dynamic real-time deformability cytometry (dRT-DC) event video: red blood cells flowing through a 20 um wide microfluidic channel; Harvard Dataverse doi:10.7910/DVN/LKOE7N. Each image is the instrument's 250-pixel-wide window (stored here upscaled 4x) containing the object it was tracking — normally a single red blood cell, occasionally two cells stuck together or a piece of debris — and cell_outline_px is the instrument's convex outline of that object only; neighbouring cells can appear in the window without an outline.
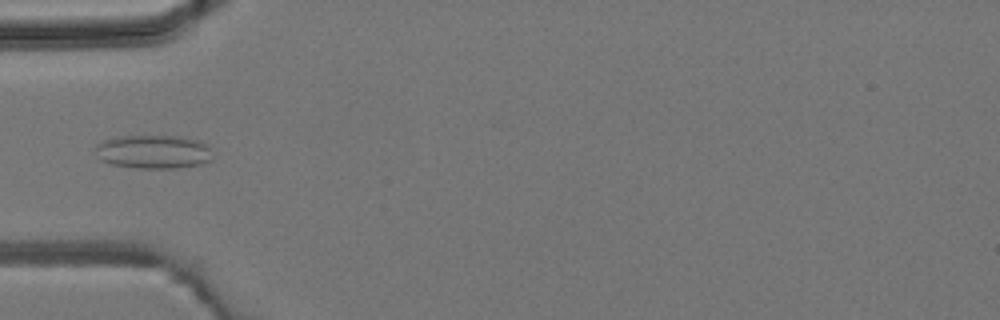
{"species": "common noctule bat (a hibernating species)", "species_latin": "Nyctalus noctula", "temperature_condition": "room temperature", "stored_images_in_passage": 4, "camera_frame_rate_fps": 3000, "um_per_image_px": 0.085, "animal": {"sex": "male", "body_mass_g": 19.2, "forearm_length_mm": 51.8}, "frame": {"image": 1, "passage_image": 3, "time_ms": 3.333, "image_size_px": [1000, 320], "cell_outline_px": [[212, 160], [204, 164], [176, 168], [140, 168], [112, 164], [100, 160], [96, 156], [96, 144], [104, 140], [116, 136], [184, 136], [200, 140], [208, 144]], "centroid_in_image_um": [13.07, 12.89], "position_along_channel_um": 71.9, "area_um2": 23.29}}